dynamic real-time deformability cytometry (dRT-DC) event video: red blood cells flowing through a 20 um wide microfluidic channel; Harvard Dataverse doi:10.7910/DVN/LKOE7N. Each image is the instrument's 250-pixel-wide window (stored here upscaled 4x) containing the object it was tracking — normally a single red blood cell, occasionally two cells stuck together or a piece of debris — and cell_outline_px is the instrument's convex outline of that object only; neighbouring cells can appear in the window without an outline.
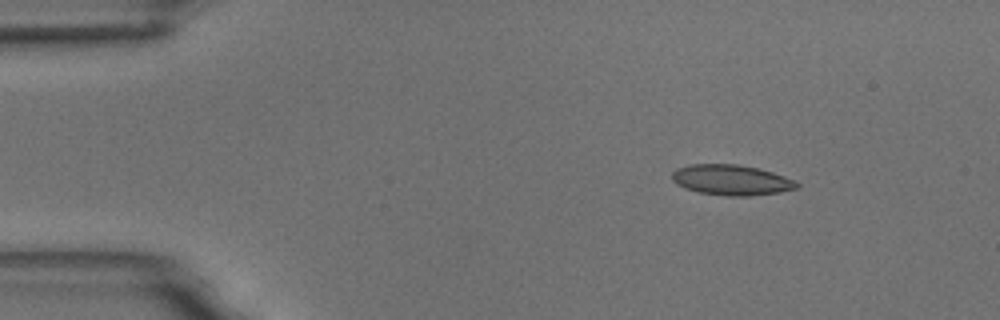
{"species": "common noctule bat (a hibernating species)", "species_latin": "Nyctalus noctula", "temperature_condition": "room temperature", "stored_images_in_passage": 6, "camera_frame_rate_fps": 3000, "um_per_image_px": 0.085, "animal": {"sex": "male", "body_mass_g": 18.8}, "frame": {"image": 1, "passage_image": 1, "time_ms": 0.0, "image_size_px": [1000, 320], "cell_outline_px": [[800, 188], [780, 192], [752, 196], [728, 196], [700, 192], [684, 188], [676, 184], [672, 180], [672, 172], [676, 168], [688, 164], [736, 164], [756, 168], [772, 172], [784, 176], [800, 184]], "centroid_in_image_um": [62.15, 15.3], "position_along_channel_um": 22.9, "area_um2": 22.2}}
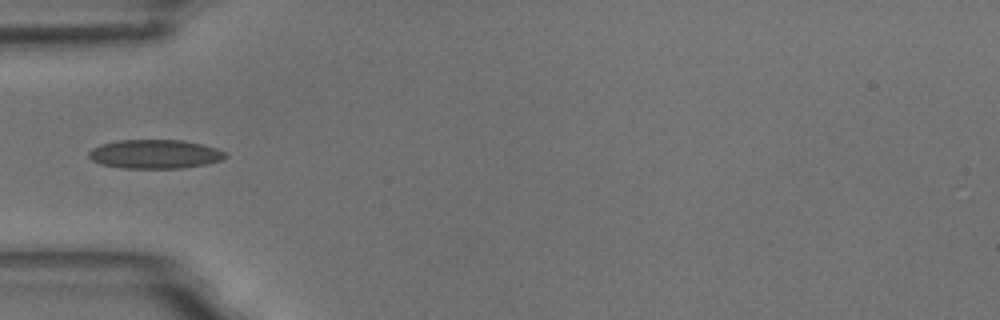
{"frame": {"image": 2, "passage_image": 3, "time_ms": 3.333, "image_size_px": [1000, 320], "cell_outline_px": [[228, 156], [220, 160], [204, 164], [180, 168], [124, 168], [100, 164], [92, 160], [88, 156], [88, 152], [92, 148], [100, 144], [116, 140], [180, 140], [204, 144], [228, 152]], "centroid_in_image_um": [13.16, 13.09], "position_along_channel_um": 71.8, "area_um2": 23.12}}